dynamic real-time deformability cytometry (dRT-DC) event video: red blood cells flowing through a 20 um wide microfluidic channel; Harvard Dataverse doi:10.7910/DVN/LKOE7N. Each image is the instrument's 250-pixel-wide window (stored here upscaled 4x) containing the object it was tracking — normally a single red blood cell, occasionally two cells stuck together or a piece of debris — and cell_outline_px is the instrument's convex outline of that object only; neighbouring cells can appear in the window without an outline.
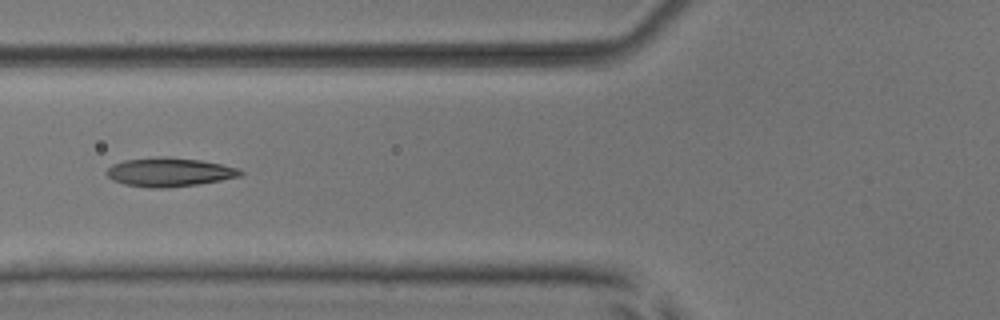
{"species": "common noctule bat (a hibernating species)", "species_latin": "Nyctalus noctula", "temperature_condition": "room temperature", "stored_images_in_passage": 7, "camera_frame_rate_fps": 3000, "um_per_image_px": 0.085, "animal": {"sex": "male", "body_mass_g": 17.9, "forearm_length_mm": 54.2}, "frame": {"image": 1, "passage_image": 6, "time_ms": 6.0, "image_size_px": [1000, 320], "cell_outline_px": [[244, 172], [240, 176], [220, 180], [196, 184], [168, 188], [152, 188], [124, 184], [112, 180], [104, 172], [112, 164], [124, 160], [160, 156], [168, 156], [200, 160], [240, 168]], "centroid_in_image_um": [14.37, 14.62], "position_along_channel_um": 111.4, "area_um2": 22.54}}
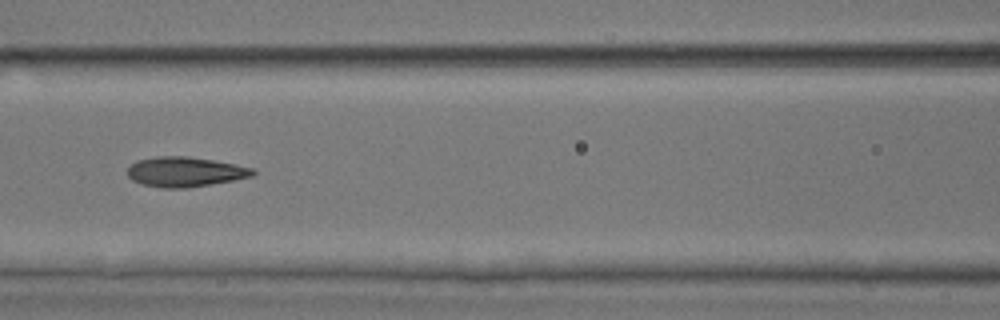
{"frame": {"image": 2, "passage_image": 7, "time_ms": 7.0, "image_size_px": [1000, 320], "cell_outline_px": [[256, 172], [252, 176], [232, 180], [188, 188], [160, 188], [144, 184], [132, 180], [128, 176], [128, 168], [136, 160], [156, 156], [188, 156], [236, 164], [256, 168]], "centroid_in_image_um": [15.74, 14.6], "position_along_channel_um": 150.9, "area_um2": 21.85}}